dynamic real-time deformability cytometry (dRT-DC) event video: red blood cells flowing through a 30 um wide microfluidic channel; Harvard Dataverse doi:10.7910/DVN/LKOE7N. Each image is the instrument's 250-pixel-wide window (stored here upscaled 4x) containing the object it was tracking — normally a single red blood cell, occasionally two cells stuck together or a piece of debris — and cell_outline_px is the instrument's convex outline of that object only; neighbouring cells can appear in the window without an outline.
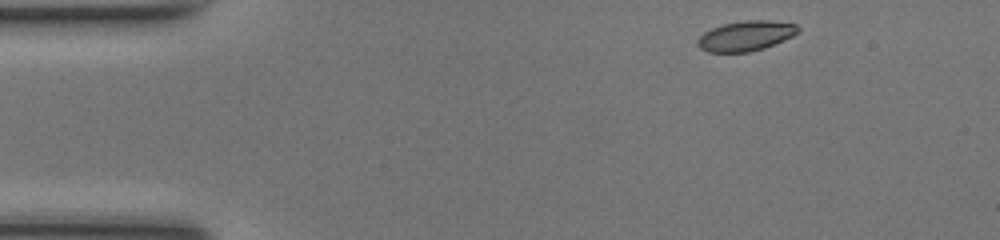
{"species": "common noctule bat (a hibernating species)", "species_latin": "Nyctalus noctula", "temperature_condition": "room temperature", "stored_images_in_passage": 43, "camera_frame_rate_fps": 3000, "um_per_image_px": 0.085, "animal": {"sex": "female", "body_mass_g": 17.0, "forearm_length_mm": 48.0}, "frame": {"image": 1, "passage_image": 1, "time_ms": 0.0, "image_size_px": [1000, 240], "cell_outline_px": [[800, 32], [792, 36], [764, 48], [748, 52], [708, 52], [700, 48], [696, 44], [696, 40], [704, 32], [712, 28], [724, 24], [744, 20], [768, 20], [796, 24], [800, 28]], "centroid_in_image_um": [63.38, 3.05], "position_along_channel_um": 21.6, "area_um2": 17.57}}
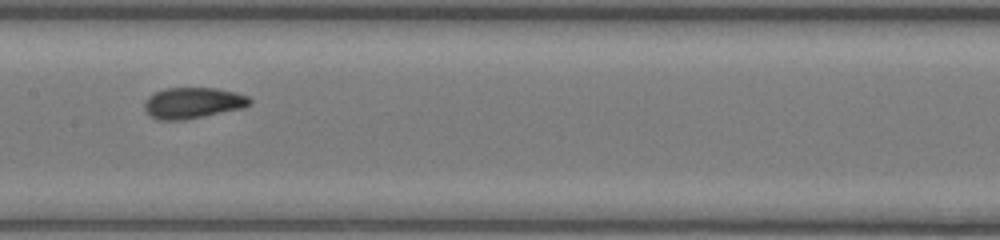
{"frame": {"image": 2, "passage_image": 19, "time_ms": 6.0, "image_size_px": [1000, 240], "cell_outline_px": [[252, 104], [244, 108], [184, 120], [156, 120], [148, 116], [144, 108], [144, 104], [148, 96], [156, 92], [168, 88], [216, 88], [236, 92], [248, 96], [252, 100]], "centroid_in_image_um": [16.4, 8.76], "position_along_channel_um": 191.0, "area_um2": 19.25}}
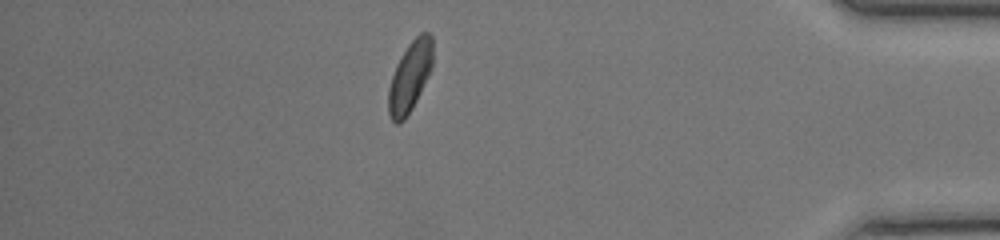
{"frame": {"image": 3, "passage_image": 37, "time_ms": 12.0, "image_size_px": [1000, 240], "cell_outline_px": [[432, 68], [412, 108], [404, 120], [400, 124], [396, 124], [392, 120], [388, 112], [388, 88], [396, 64], [400, 56], [408, 44], [420, 32], [428, 32], [432, 36]], "centroid_in_image_um": [34.83, 6.51], "position_along_channel_um": 400.4, "area_um2": 18.15}, "authors_computed_cell_mechanics": {"area_um2": 18.4382, "velocity_mm_per_s": 4.2236, "shape_relaxation_time_tau1_ms": 3.7697, "shape_relaxation_time_tau2_ms": 1.111, "deformation_change_tau1": 0.1239, "deformation_change_tau2": 0.0491}}